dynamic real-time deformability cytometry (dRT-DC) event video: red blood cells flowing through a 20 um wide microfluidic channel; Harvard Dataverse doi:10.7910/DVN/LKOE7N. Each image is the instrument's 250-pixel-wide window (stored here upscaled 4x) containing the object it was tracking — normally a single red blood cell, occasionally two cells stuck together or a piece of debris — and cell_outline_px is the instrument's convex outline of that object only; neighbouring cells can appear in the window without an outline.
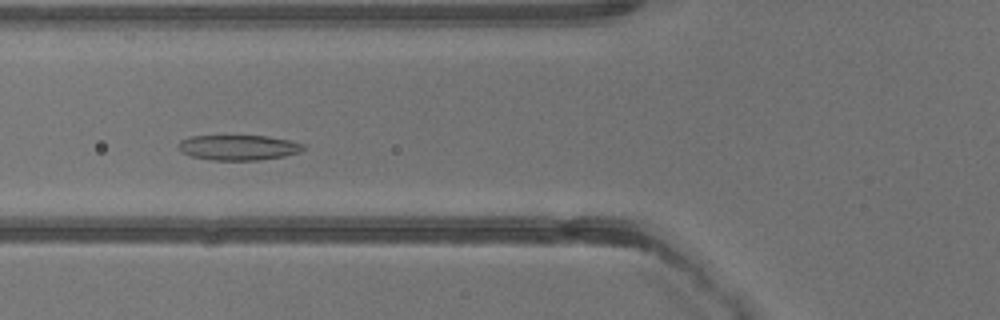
{"species": "common noctule bat (a hibernating species)", "species_latin": "Nyctalus noctula", "temperature_condition": "warm", "stored_images_in_passage": 41, "camera_frame_rate_fps": 3000, "um_per_image_px": 0.085, "animal": {"sex": "male", "body_mass_g": 13.3}, "frame": {"image": 1, "passage_image": 16, "time_ms": 5.0, "image_size_px": [1000, 320], "cell_outline_px": [[308, 148], [300, 152], [284, 156], [260, 160], [212, 160], [192, 156], [176, 148], [176, 144], [180, 140], [188, 136], [268, 136], [292, 140], [304, 144]], "centroid_in_image_um": [20.29, 12.53], "position_along_channel_um": 105.5, "area_um2": 18.61}}
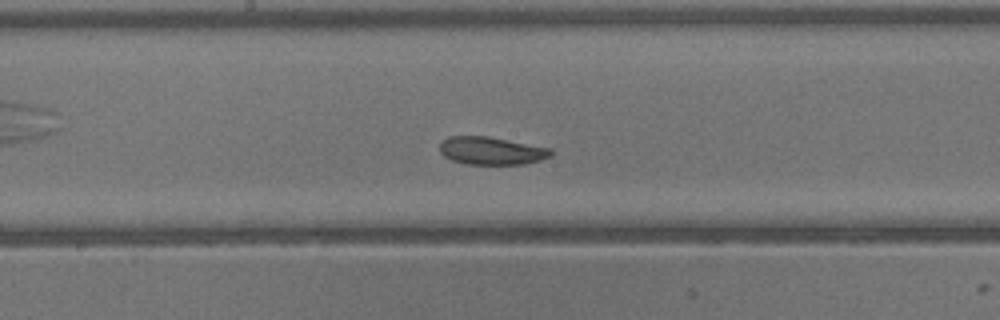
{"frame": {"image": 2, "passage_image": 22, "time_ms": 7.0, "image_size_px": [1000, 320], "cell_outline_px": [[552, 156], [540, 160], [524, 164], [464, 164], [452, 160], [444, 156], [440, 152], [440, 144], [448, 136], [488, 136], [552, 148]], "centroid_in_image_um": [41.79, 12.81], "position_along_channel_um": 206.4, "area_um2": 18.09}}
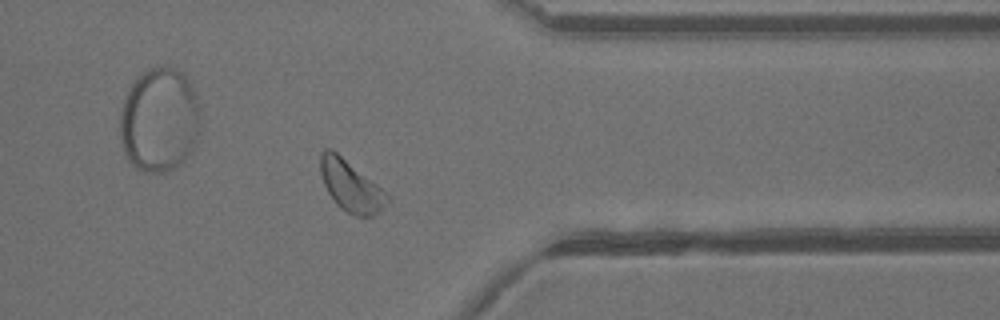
{"frame": {"image": 3, "passage_image": 33, "time_ms": 10.667, "image_size_px": [1000, 320], "cell_outline_px": [[392, 196], [372, 216], [356, 216], [340, 208], [336, 204], [328, 192], [324, 184], [320, 172], [320, 152], [324, 148], [332, 148], [388, 192]], "centroid_in_image_um": [29.8, 15.76], "position_along_channel_um": 381.6, "area_um2": 19.94}}